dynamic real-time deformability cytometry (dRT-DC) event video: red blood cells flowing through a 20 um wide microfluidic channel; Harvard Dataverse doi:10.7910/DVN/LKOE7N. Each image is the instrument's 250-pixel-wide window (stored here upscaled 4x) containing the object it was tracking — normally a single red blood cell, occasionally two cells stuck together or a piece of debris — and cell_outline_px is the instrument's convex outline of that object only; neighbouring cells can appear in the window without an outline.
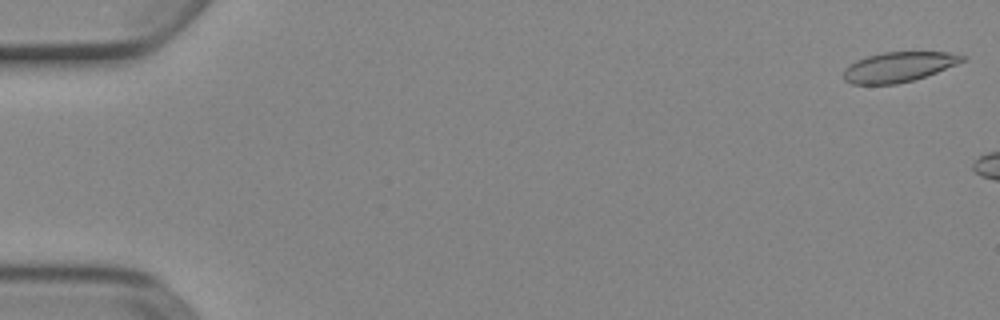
{"species": "Egyptian fruit bat (a non-hibernating species)", "species_latin": "Rousettus aegyptiacus", "temperature_condition": "cold", "stored_images_in_passage": 2, "camera_frame_rate_fps": 3000, "um_per_image_px": 0.085, "animal": {"sex": "female"}, "frame": {"image": 1, "passage_image": 1, "time_ms": 0.0, "image_size_px": [1000, 320], "cell_outline_px": [[968, 60], [936, 72], [912, 80], [896, 84], [852, 84], [844, 80], [844, 68], [856, 60], [868, 56], [884, 52], [948, 52], [968, 56]], "centroid_in_image_um": [76.41, 5.68], "position_along_channel_um": 8.6, "area_um2": 20.69}}